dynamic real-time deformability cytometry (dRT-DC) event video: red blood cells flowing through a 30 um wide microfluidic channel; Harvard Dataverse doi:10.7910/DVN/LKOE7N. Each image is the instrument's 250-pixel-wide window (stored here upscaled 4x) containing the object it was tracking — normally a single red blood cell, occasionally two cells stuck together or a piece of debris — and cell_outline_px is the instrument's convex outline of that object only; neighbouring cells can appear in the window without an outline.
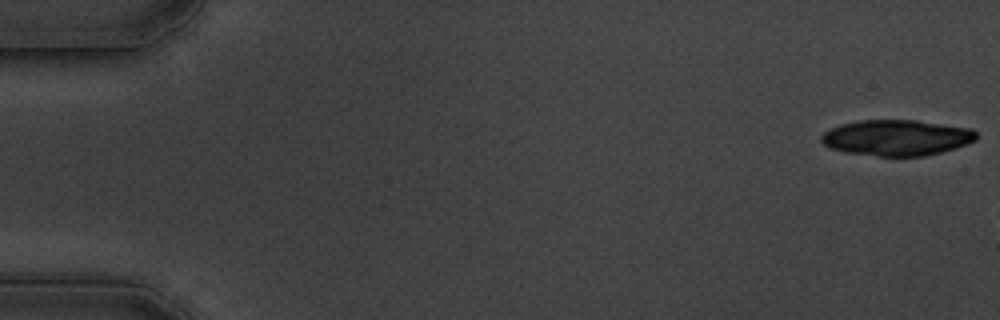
{"species": "common noctule bat (a hibernating species)", "species_latin": "Nyctalus noctula", "temperature_condition": "cold", "stored_images_in_passage": 8, "camera_frame_rate_fps": 3000, "um_per_image_px": 0.085, "animal": {"sex": "male", "body_mass_g": 19.5, "forearm_length_mm": 54.6}, "frame": {"image": 1, "passage_image": 1, "time_ms": 0.0, "image_size_px": [1000, 320], "cell_outline_px": [[976, 140], [940, 152], [924, 156], [876, 156], [844, 152], [828, 148], [820, 140], [820, 136], [824, 132], [840, 124], [860, 120], [916, 120], [972, 128], [976, 132]], "centroid_in_image_um": [76.17, 11.7], "position_along_channel_um": 8.8, "area_um2": 32.37}}